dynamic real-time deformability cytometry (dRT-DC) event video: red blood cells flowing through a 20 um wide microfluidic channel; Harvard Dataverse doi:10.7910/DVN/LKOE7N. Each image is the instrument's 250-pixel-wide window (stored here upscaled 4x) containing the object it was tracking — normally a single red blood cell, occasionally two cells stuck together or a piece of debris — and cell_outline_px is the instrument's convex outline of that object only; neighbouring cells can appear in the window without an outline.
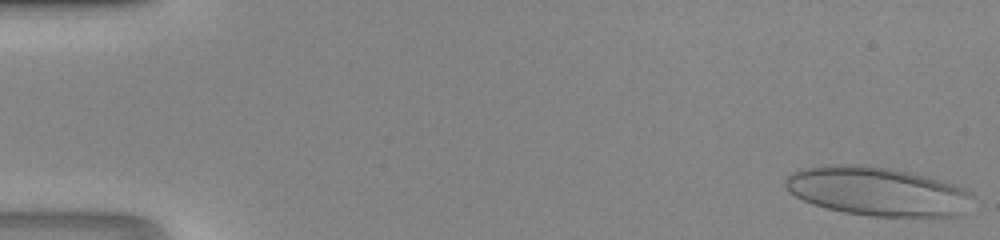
{"species": "human", "species_latin": "Homo sapiens", "temperature_condition": "room temperature", "stored_images_in_passage": 47, "camera_frame_rate_fps": 3000, "um_per_image_px": 0.085, "donor": {"sex": "male"}, "frame": {"image": 1, "passage_image": 1, "time_ms": 0.0, "image_size_px": [1000, 240], "cell_outline_px": [[972, 196], [960, 216], [872, 216], [844, 212], [812, 204], [788, 192], [784, 184], [784, 180], [792, 172], [804, 168], [836, 164], [864, 164], [892, 168], [924, 176], [952, 184], [964, 188], [972, 192]], "centroid_in_image_um": [74.53, 16.25], "position_along_channel_um": 10.5, "area_um2": 53.0}}
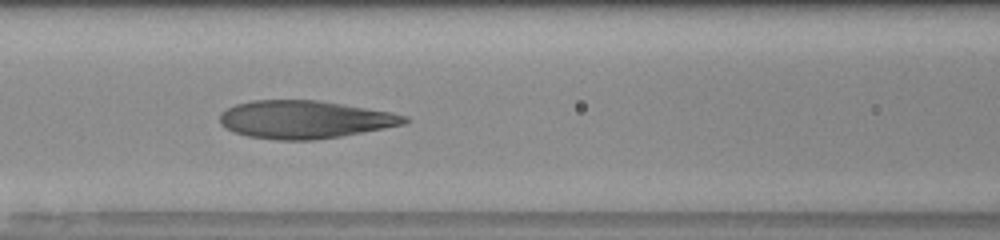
{"frame": {"image": 2, "passage_image": 21, "time_ms": 6.667, "image_size_px": [1000, 240], "cell_outline_px": [[412, 120], [404, 124], [384, 128], [340, 136], [316, 140], [276, 140], [248, 136], [224, 128], [220, 124], [220, 112], [236, 104], [252, 100], [320, 100], [392, 112], [408, 116]], "centroid_in_image_um": [25.91, 10.15], "position_along_channel_um": 140.7, "area_um2": 40.92}}
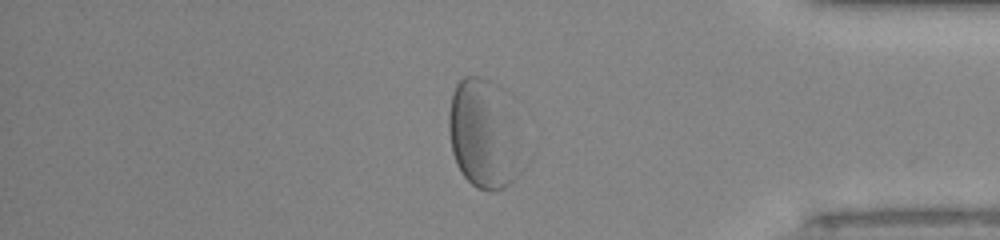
{"frame": {"image": 3, "passage_image": 40, "time_ms": 13.0, "image_size_px": [1000, 240], "cell_outline_px": [[524, 168], [504, 188], [492, 192], [488, 192], [476, 188], [460, 172], [456, 164], [452, 152], [448, 128], [448, 112], [452, 92], [456, 84], [464, 76], [480, 76], [504, 88], [516, 96], [524, 156]], "centroid_in_image_um": [41.26, 11.33], "position_along_channel_um": 393.9, "area_um2": 50.11}}